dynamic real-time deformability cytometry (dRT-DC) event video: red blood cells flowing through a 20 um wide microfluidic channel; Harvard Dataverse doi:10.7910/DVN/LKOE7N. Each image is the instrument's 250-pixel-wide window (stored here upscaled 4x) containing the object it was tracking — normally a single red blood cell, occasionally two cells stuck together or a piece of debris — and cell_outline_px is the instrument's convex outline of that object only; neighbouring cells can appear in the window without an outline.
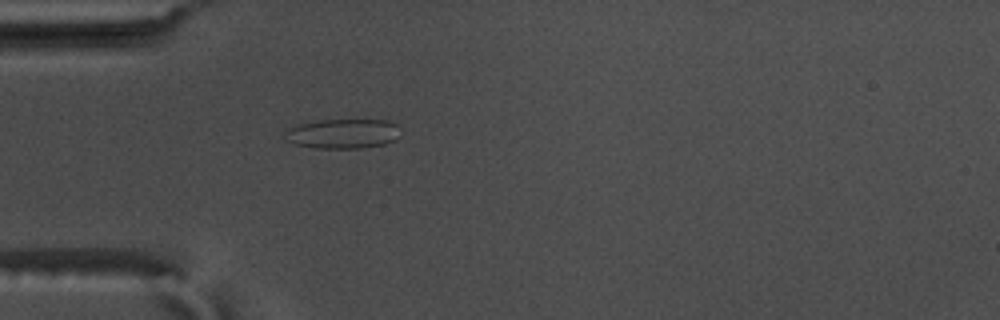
{"species": "common noctule bat (a hibernating species)", "species_latin": "Nyctalus noctula", "temperature_condition": "warm", "stored_images_in_passage": 56, "camera_frame_rate_fps": 3000, "um_per_image_px": 0.085, "animal": {"sex": "male", "body_mass_g": 17.5, "forearm_length_mm": 52.3}, "frame": {"image": 1, "passage_image": 17, "time_ms": 5.333, "image_size_px": [1000, 320], "cell_outline_px": [[400, 136], [396, 140], [384, 144], [360, 148], [316, 148], [296, 144], [284, 140], [288, 128], [300, 124], [320, 120], [388, 120], [396, 124], [400, 128]], "centroid_in_image_um": [29.19, 11.36], "position_along_channel_um": 55.8, "area_um2": 20.0}}
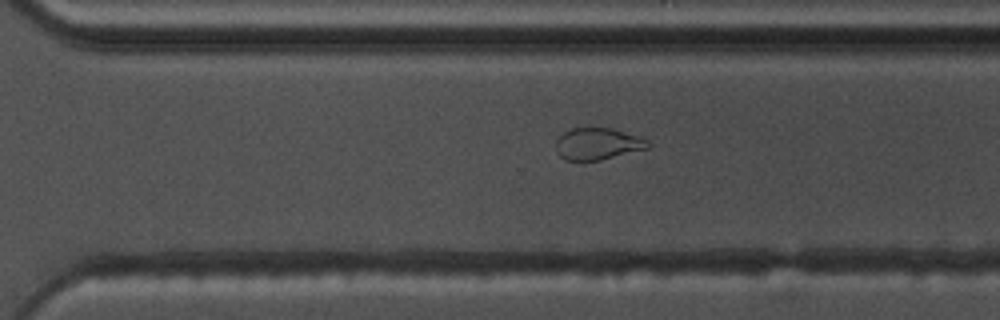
{"frame": {"image": 2, "passage_image": 39, "time_ms": 12.667, "image_size_px": [1000, 320], "cell_outline_px": [[648, 148], [600, 160], [564, 160], [556, 152], [556, 140], [564, 132], [572, 128], [612, 128], [648, 140]], "centroid_in_image_um": [50.76, 12.23], "position_along_channel_um": 319.8, "area_um2": 16.82}}
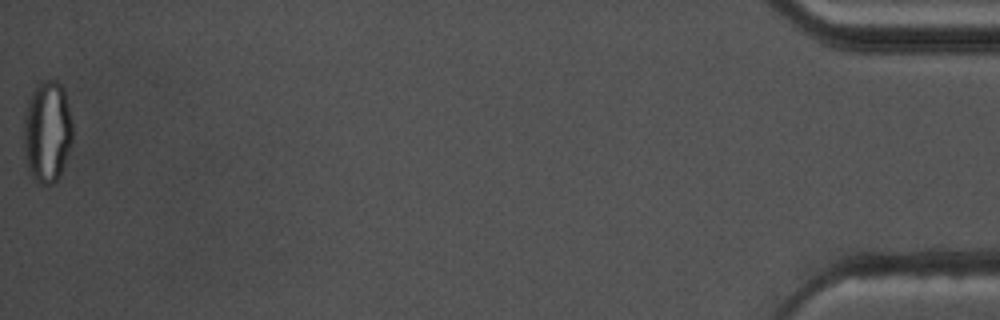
{"frame": {"image": 3, "passage_image": 56, "time_ms": 18.333, "image_size_px": [1000, 320], "cell_outline_px": [[72, 144], [60, 176], [52, 184], [40, 184], [32, 176], [28, 168], [24, 148], [24, 116], [28, 100], [36, 84], [40, 80], [56, 80], [64, 88], [72, 120]], "centroid_in_image_um": [4.03, 11.17], "position_along_channel_um": 431.2, "area_um2": 29.25}, "authors_computed_cell_mechanics": {"area_um2": 21.5594, "velocity_mm_per_s": 3.6927, "shape_relaxation_time_tau1_ms": null, "shape_relaxation_time_tau2_ms": 1.6731, "deformation_change_tau1": null, "deformation_change_tau2": 0.0843}}